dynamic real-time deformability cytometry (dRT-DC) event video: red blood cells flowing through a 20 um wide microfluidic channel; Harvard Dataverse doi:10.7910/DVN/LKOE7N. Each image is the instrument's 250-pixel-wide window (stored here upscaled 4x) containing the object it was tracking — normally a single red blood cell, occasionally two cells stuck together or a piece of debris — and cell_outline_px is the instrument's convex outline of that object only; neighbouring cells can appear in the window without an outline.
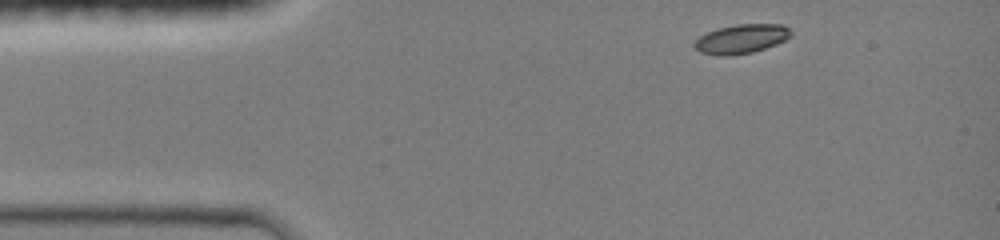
{"species": "common noctule bat (a hibernating species)", "species_latin": "Nyctalus noctula", "temperature_condition": "room temperature", "stored_images_in_passage": 7, "camera_frame_rate_fps": 3000, "um_per_image_px": 0.085, "animal": {"sex": "female", "body_mass_g": 19.0, "forearm_length_mm": 51.5}, "frame": {"image": 1, "passage_image": 1, "time_ms": 0.0, "image_size_px": [1000, 240], "cell_outline_px": [[792, 36], [776, 44], [752, 52], [728, 56], [716, 56], [700, 52], [692, 44], [700, 36], [716, 28], [736, 24], [784, 24], [792, 32]], "centroid_in_image_um": [63.0, 3.3], "position_along_channel_um": 22.0, "area_um2": 16.47}}
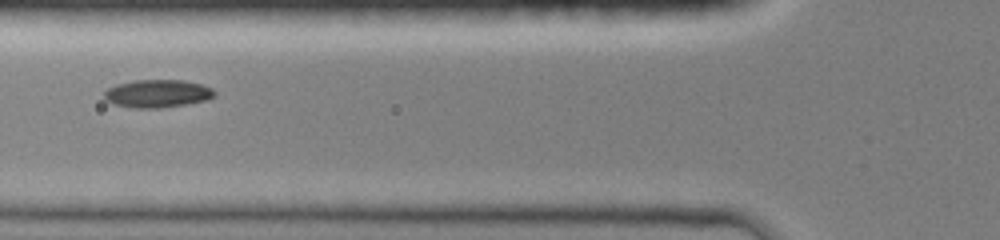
{"frame": {"image": 2, "passage_image": 5, "time_ms": 1.333, "image_size_px": [1000, 240], "cell_outline_px": [[216, 92], [208, 100], [184, 104], [156, 108], [136, 108], [116, 104], [104, 100], [104, 92], [108, 88], [116, 84], [136, 80], [184, 80], [200, 84], [212, 88]], "centroid_in_image_um": [13.37, 7.94], "position_along_channel_um": 112.4, "area_um2": 17.74}}
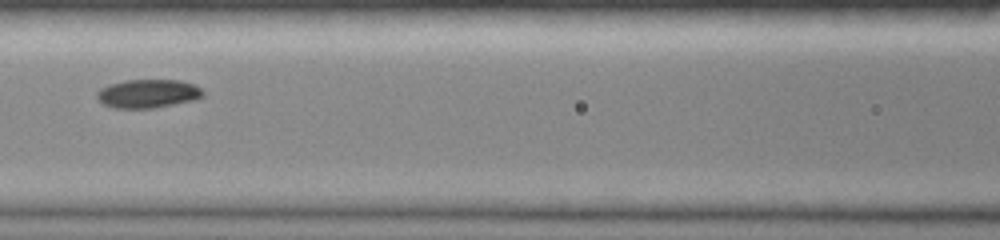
{"frame": {"image": 3, "passage_image": 6, "time_ms": 1.667, "image_size_px": [1000, 240], "cell_outline_px": [[204, 96], [192, 100], [152, 108], [116, 108], [104, 104], [96, 96], [96, 92], [100, 88], [108, 84], [124, 80], [180, 80], [196, 84], [204, 92]], "centroid_in_image_um": [12.57, 7.94], "position_along_channel_um": 154.0, "area_um2": 17.63}}